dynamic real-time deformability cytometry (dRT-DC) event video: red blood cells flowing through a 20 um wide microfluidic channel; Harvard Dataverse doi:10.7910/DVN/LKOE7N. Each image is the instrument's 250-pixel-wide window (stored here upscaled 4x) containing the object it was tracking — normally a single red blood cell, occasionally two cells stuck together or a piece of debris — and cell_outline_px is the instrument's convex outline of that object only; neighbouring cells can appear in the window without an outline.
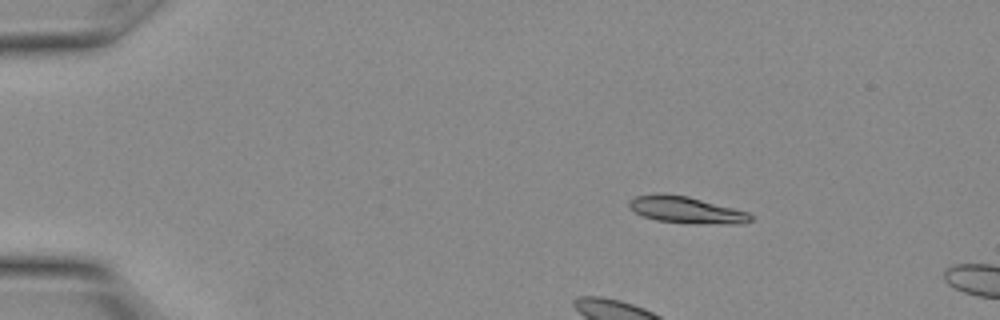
{"species": "Egyptian fruit bat (a non-hibernating species)", "species_latin": "Rousettus aegyptiacus", "temperature_condition": "warm", "stored_images_in_passage": 5, "camera_frame_rate_fps": 3000, "um_per_image_px": 0.085, "animal": {"sex": "female"}, "frame": {"image": 1, "passage_image": 2, "time_ms": 0.333, "image_size_px": [1000, 320], "cell_outline_px": [[752, 220], [744, 224], [692, 224], [656, 220], [644, 216], [636, 212], [628, 204], [628, 200], [636, 196], [652, 192], [664, 192], [688, 196], [748, 212], [752, 216]], "centroid_in_image_um": [58.32, 17.83], "position_along_channel_um": 26.7, "area_um2": 19.25}}